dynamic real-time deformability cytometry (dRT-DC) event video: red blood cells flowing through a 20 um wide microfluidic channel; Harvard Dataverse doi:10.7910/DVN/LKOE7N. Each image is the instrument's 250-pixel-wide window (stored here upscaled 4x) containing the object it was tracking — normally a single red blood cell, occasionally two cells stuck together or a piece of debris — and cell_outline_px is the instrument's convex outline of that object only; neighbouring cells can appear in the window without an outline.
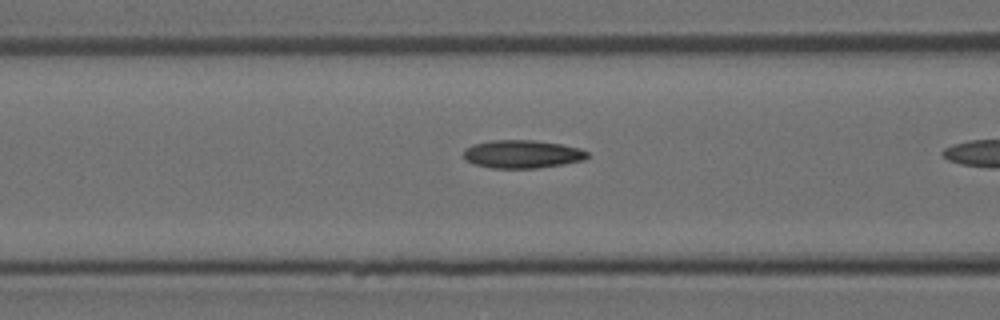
{"species": "Egyptian fruit bat (a non-hibernating species)", "species_latin": "Rousettus aegyptiacus", "temperature_condition": "room temperature", "stored_images_in_passage": 8, "camera_frame_rate_fps": 3000, "um_per_image_px": 0.085, "animal": {"sex": "female"}, "frame": {"image": 1, "passage_image": 7, "time_ms": 2.0, "image_size_px": [1000, 320], "cell_outline_px": [[588, 156], [584, 160], [564, 164], [536, 168], [492, 168], [476, 164], [468, 160], [464, 156], [464, 152], [472, 144], [492, 140], [536, 140], [560, 144], [580, 148], [588, 152]], "centroid_in_image_um": [44.43, 13.09], "position_along_channel_um": 122.2, "area_um2": 20.11}}